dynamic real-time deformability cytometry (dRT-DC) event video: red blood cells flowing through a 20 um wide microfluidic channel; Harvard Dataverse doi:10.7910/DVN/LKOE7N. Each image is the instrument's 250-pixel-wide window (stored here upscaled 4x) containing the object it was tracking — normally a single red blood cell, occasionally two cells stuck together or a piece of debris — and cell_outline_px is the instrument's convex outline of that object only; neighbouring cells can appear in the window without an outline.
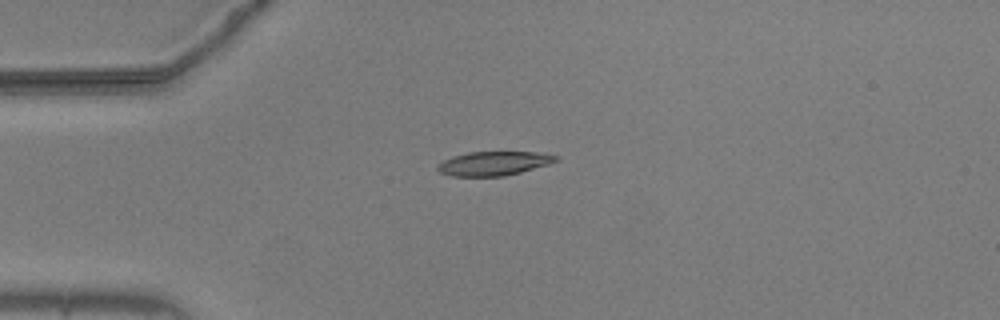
{"species": "common noctule bat (a hibernating species)", "species_latin": "Nyctalus noctula", "temperature_condition": "warm", "stored_images_in_passage": 42, "camera_frame_rate_fps": 3000, "um_per_image_px": 0.085, "animal": {"sex": "male", "body_mass_g": 20.5, "forearm_length_mm": 52.5}, "frame": {"image": 1, "passage_image": 1, "time_ms": 0.0, "image_size_px": [1000, 320], "cell_outline_px": [[560, 160], [548, 164], [520, 172], [504, 176], [452, 176], [440, 172], [436, 168], [436, 164], [452, 156], [468, 152], [536, 152], [560, 156]], "centroid_in_image_um": [41.96, 13.88], "position_along_channel_um": 43.0, "area_um2": 16.59}}
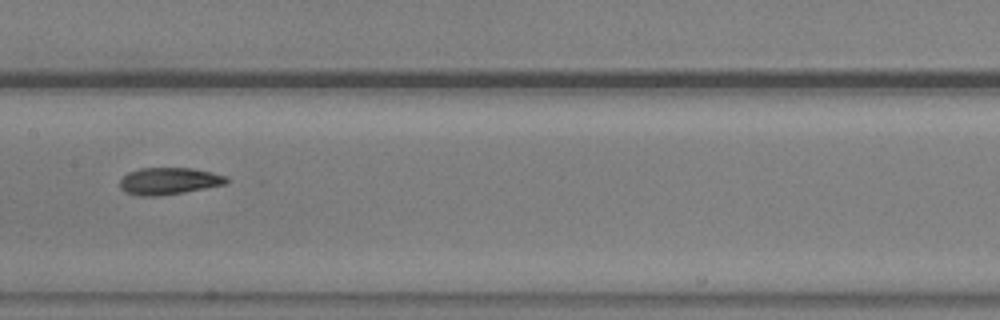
{"frame": {"image": 2, "passage_image": 15, "time_ms": 4.667, "image_size_px": [1000, 320], "cell_outline_px": [[228, 180], [224, 184], [184, 192], [160, 196], [140, 196], [124, 192], [120, 188], [120, 180], [128, 172], [140, 168], [192, 168], [212, 172], [224, 176]], "centroid_in_image_um": [14.3, 15.39], "position_along_channel_um": 193.1, "area_um2": 16.65}}
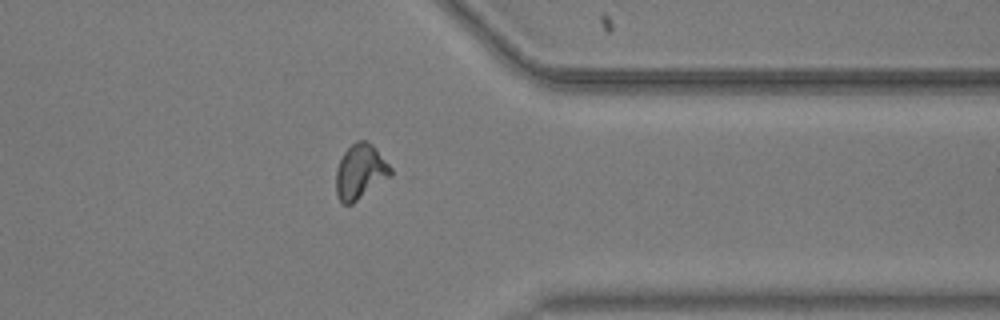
{"frame": {"image": 3, "passage_image": 31, "time_ms": 10.0, "image_size_px": [1000, 320], "cell_outline_px": [[392, 176], [352, 204], [344, 204], [340, 200], [336, 192], [336, 168], [344, 152], [356, 140], [368, 140], [376, 148], [392, 168]], "centroid_in_image_um": [30.64, 14.58], "position_along_channel_um": 380.8, "area_um2": 17.57}, "authors_computed_cell_mechanics": {"area_um2": 16.7909, "velocity_mm_per_s": 3.6695, "shape_relaxation_time_tau1_ms": null, "shape_relaxation_time_tau2_ms": 2.8268, "deformation_change_tau1": null, "deformation_change_tau2": 0.0808}}